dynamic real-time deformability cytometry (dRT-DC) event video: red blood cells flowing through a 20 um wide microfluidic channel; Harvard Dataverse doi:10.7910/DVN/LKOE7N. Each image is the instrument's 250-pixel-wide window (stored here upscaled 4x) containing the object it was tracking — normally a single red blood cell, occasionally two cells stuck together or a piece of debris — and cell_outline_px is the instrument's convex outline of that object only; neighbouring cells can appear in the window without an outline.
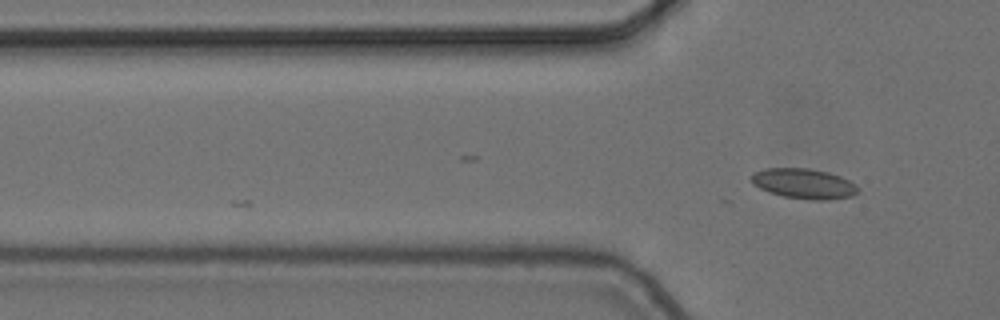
{"species": "common noctule bat (a hibernating species)", "species_latin": "Nyctalus noctula", "temperature_condition": "cold", "stored_images_in_passage": 5, "camera_frame_rate_fps": 3000, "um_per_image_px": 0.085, "animal": {"sex": "female", "body_mass_g": 24.6, "forearm_length_mm": 56.2}, "frame": {"image": 1, "passage_image": 5, "time_ms": 1.333, "image_size_px": [1000, 320], "cell_outline_px": [[860, 192], [852, 196], [828, 200], [812, 200], [784, 196], [768, 192], [752, 184], [748, 176], [752, 172], [764, 168], [808, 168], [828, 172], [840, 176], [856, 184], [860, 188]], "centroid_in_image_um": [68.31, 15.6], "position_along_channel_um": 57.5, "area_um2": 19.07}}